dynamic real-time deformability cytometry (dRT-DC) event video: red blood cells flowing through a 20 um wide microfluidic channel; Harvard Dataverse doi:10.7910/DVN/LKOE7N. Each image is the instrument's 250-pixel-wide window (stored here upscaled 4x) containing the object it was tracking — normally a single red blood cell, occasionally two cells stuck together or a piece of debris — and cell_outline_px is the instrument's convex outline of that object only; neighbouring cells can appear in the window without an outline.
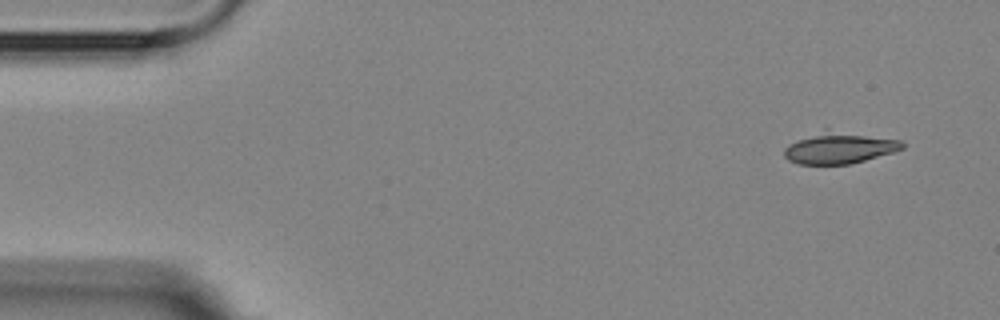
{"species": "Egyptian fruit bat (a non-hibernating species)", "species_latin": "Rousettus aegyptiacus", "temperature_condition": "room temperature", "stored_images_in_passage": 5, "camera_frame_rate_fps": 3000, "um_per_image_px": 0.085, "animal": {"sex": "female"}, "frame": {"image": 1, "passage_image": 1, "time_ms": 0.0, "image_size_px": [1000, 320], "cell_outline_px": [[904, 148], [892, 152], [864, 160], [848, 164], [800, 164], [788, 160], [784, 156], [784, 148], [788, 144], [800, 140], [816, 136], [864, 136], [900, 140], [904, 144]], "centroid_in_image_um": [71.34, 12.7], "position_along_channel_um": 13.7, "area_um2": 19.13}}
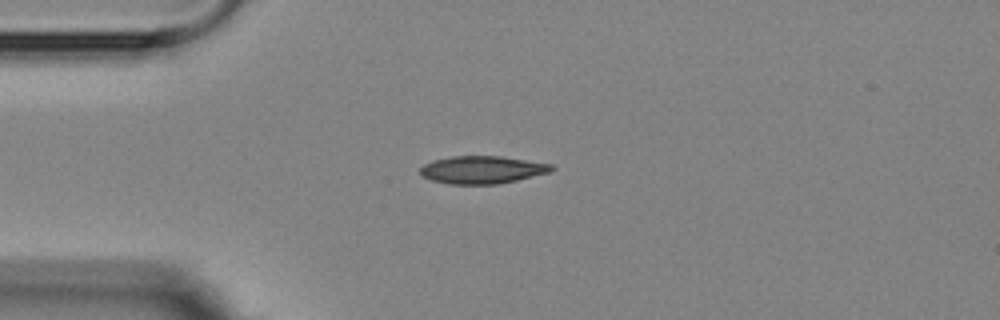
{"frame": {"image": 2, "passage_image": 4, "time_ms": 3.333, "image_size_px": [1000, 320], "cell_outline_px": [[556, 168], [548, 172], [516, 180], [496, 184], [448, 184], [432, 180], [424, 176], [420, 172], [420, 168], [424, 164], [432, 160], [452, 156], [500, 156], [552, 164]], "centroid_in_image_um": [40.96, 14.42], "position_along_channel_um": 44.0, "area_um2": 20.98}}